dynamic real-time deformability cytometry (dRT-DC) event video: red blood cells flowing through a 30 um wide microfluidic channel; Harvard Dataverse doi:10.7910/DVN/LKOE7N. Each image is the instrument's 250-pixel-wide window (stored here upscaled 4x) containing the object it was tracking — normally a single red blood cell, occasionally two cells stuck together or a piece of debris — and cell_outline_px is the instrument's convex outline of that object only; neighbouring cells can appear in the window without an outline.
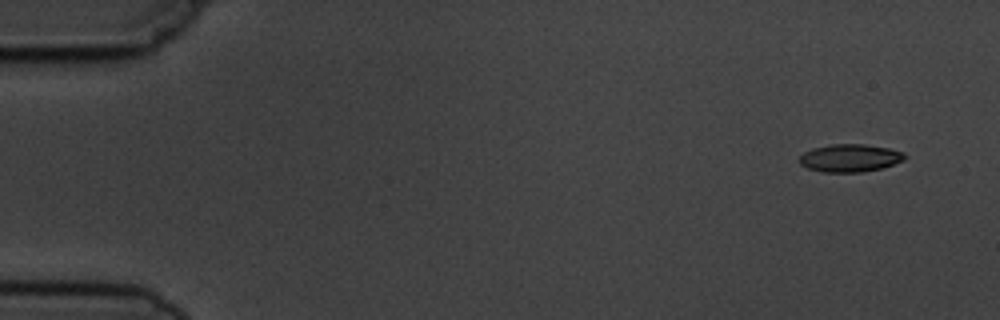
{"species": "common noctule bat (a hibernating species)", "species_latin": "Nyctalus noctula", "temperature_condition": "cold", "stored_images_in_passage": 10, "camera_frame_rate_fps": 3000, "um_per_image_px": 0.085, "animal": {"sex": "male", "body_mass_g": 19.5, "forearm_length_mm": 54.6}, "frame": {"image": 1, "passage_image": 1, "time_ms": 0.0, "image_size_px": [1000, 320], "cell_outline_px": [[904, 160], [880, 168], [860, 172], [820, 172], [808, 168], [800, 164], [800, 156], [804, 152], [812, 148], [832, 144], [864, 144], [888, 148], [904, 152]], "centroid_in_image_um": [72.21, 13.42], "position_along_channel_um": 12.8, "area_um2": 16.88}}
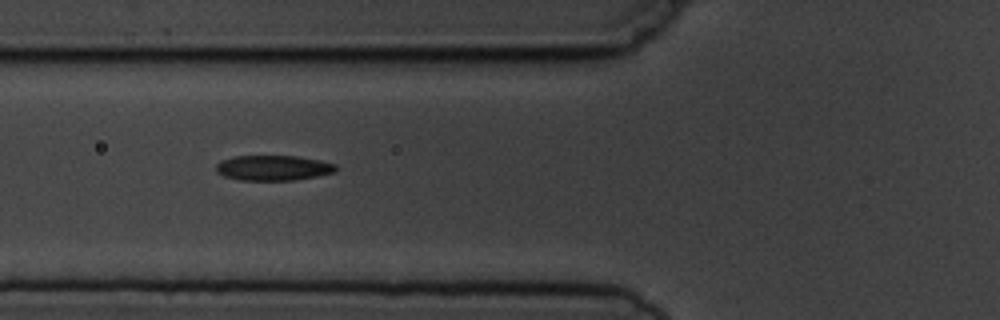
{"frame": {"image": 2, "passage_image": 6, "time_ms": 5.667, "image_size_px": [1000, 320], "cell_outline_px": [[336, 168], [332, 172], [316, 176], [292, 180], [240, 180], [224, 176], [216, 172], [216, 164], [220, 160], [232, 156], [296, 156], [320, 160], [336, 164]], "centroid_in_image_um": [23.16, 14.26], "position_along_channel_um": 102.6, "area_um2": 17.51}}
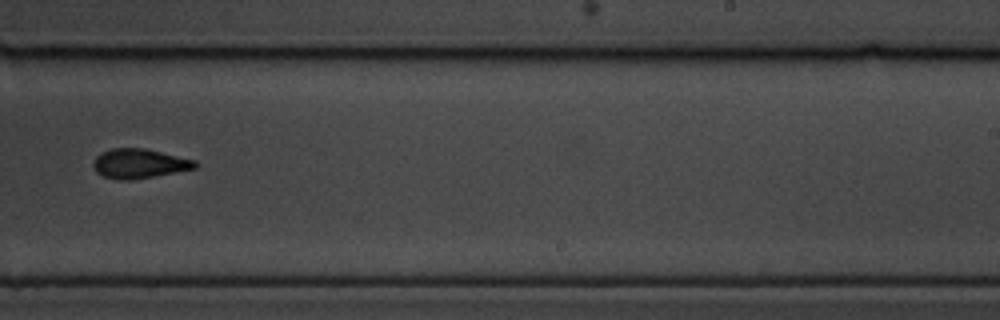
{"frame": {"image": 3, "passage_image": 10, "time_ms": 10.333, "image_size_px": [1000, 320], "cell_outline_px": [[200, 164], [196, 168], [132, 180], [120, 180], [104, 176], [96, 172], [92, 164], [96, 156], [100, 152], [112, 148], [144, 148], [196, 160]], "centroid_in_image_um": [11.83, 13.89], "position_along_channel_um": 277.2, "area_um2": 17.51}}